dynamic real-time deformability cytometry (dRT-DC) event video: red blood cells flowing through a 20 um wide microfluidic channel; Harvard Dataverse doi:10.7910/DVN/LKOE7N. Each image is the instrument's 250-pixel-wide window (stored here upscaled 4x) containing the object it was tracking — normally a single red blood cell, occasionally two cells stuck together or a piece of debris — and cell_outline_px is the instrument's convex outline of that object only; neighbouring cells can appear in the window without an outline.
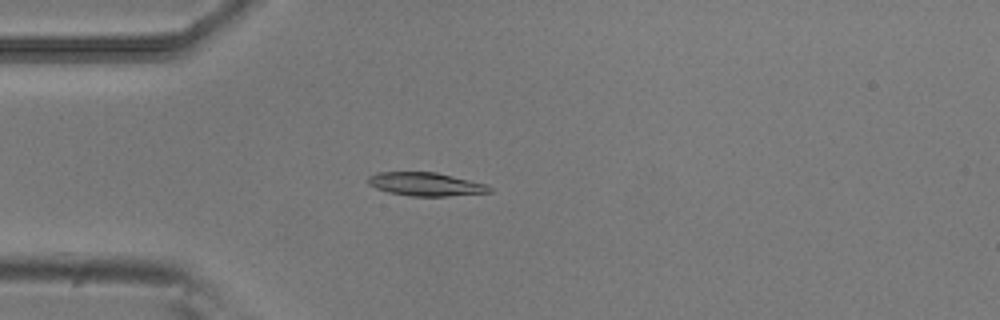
{"species": "common noctule bat (a hibernating species)", "species_latin": "Nyctalus noctula", "temperature_condition": "room temperature", "stored_images_in_passage": 52, "camera_frame_rate_fps": 3000, "um_per_image_px": 0.085, "animal": {"sex": "male", "body_mass_g": 20.5, "forearm_length_mm": 52.5}, "frame": {"image": 1, "passage_image": 13, "time_ms": 4.0, "image_size_px": [1000, 320], "cell_outline_px": [[492, 192], [448, 196], [408, 196], [388, 192], [376, 188], [368, 184], [368, 176], [376, 172], [436, 172], [488, 184], [492, 188]], "centroid_in_image_um": [36.19, 15.65], "position_along_channel_um": 48.8, "area_um2": 16.7}}
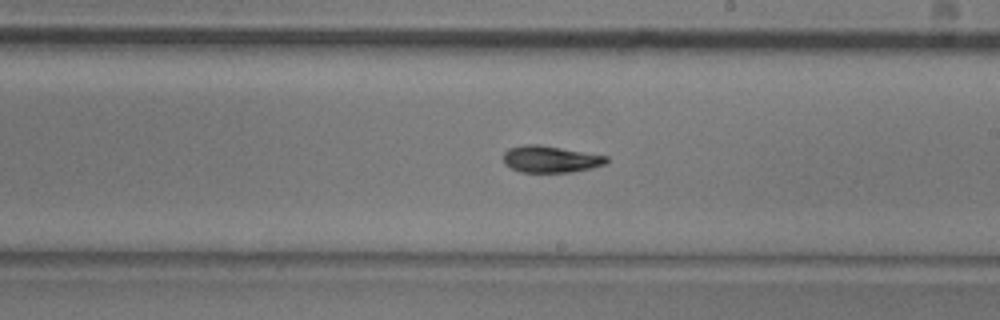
{"frame": {"image": 2, "passage_image": 29, "time_ms": 9.333, "image_size_px": [1000, 320], "cell_outline_px": [[608, 164], [592, 168], [572, 172], [520, 172], [504, 164], [504, 152], [508, 148], [524, 144], [540, 144], [608, 156]], "centroid_in_image_um": [46.81, 13.52], "position_along_channel_um": 242.2, "area_um2": 16.24}}
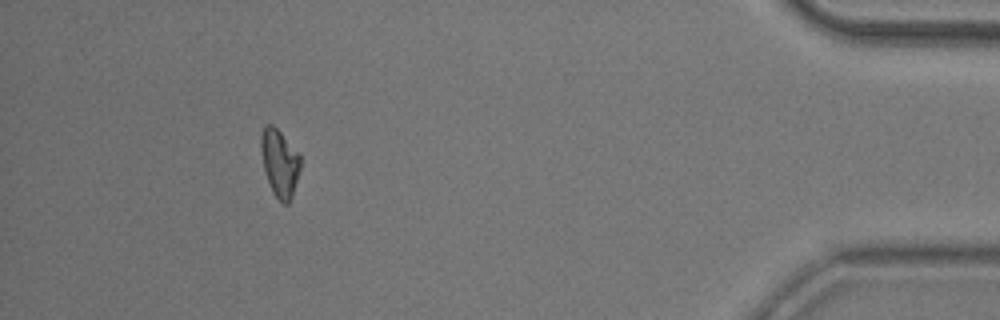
{"frame": {"image": 3, "passage_image": 47, "time_ms": 15.333, "image_size_px": [1000, 320], "cell_outline_px": [[300, 168], [292, 196], [288, 204], [284, 204], [272, 192], [264, 168], [260, 148], [260, 136], [264, 128], [268, 124], [272, 124], [300, 152]], "centroid_in_image_um": [23.78, 13.83], "position_along_channel_um": 411.4, "area_um2": 15.37}, "authors_computed_cell_mechanics": {"area_um2": 15.9528, "velocity_mm_per_s": 3.8237, "shape_relaxation_time_tau1_ms": 6.5589, "shape_relaxation_time_tau2_ms": 5.93, "deformation_change_tau1": 0.1707, "deformation_change_tau2": 0.0933}}